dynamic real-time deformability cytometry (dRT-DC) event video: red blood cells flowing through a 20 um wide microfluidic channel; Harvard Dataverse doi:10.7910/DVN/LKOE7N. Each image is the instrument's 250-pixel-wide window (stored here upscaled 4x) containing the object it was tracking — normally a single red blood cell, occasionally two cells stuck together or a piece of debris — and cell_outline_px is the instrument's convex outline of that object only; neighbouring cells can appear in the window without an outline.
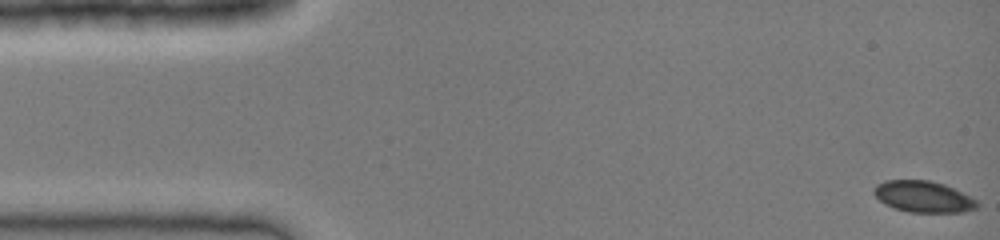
{"species": "common noctule bat (a hibernating species)", "species_latin": "Nyctalus noctula", "temperature_condition": "cold", "stored_images_in_passage": 8, "camera_frame_rate_fps": 3000, "um_per_image_px": 0.085, "animal": {"sex": "female", "body_mass_g": 19.0, "forearm_length_mm": 51.5}, "frame": {"image": 1, "passage_image": 1, "time_ms": 0.0, "image_size_px": [1000, 240], "cell_outline_px": [[980, 204], [976, 208], [964, 212], [908, 212], [884, 204], [872, 192], [872, 188], [876, 184], [884, 180], [928, 180], [944, 184], [976, 200]], "centroid_in_image_um": [78.44, 16.71], "position_along_channel_um": 6.6, "area_um2": 18.79}}